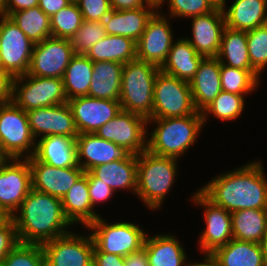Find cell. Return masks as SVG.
Listing matches in <instances>:
<instances>
[{"mask_svg":"<svg viewBox=\"0 0 267 266\" xmlns=\"http://www.w3.org/2000/svg\"><path fill=\"white\" fill-rule=\"evenodd\" d=\"M261 165L248 163L215 177L199 190L230 213L242 209H267V179Z\"/></svg>","mask_w":267,"mask_h":266,"instance_id":"1","label":"cell"},{"mask_svg":"<svg viewBox=\"0 0 267 266\" xmlns=\"http://www.w3.org/2000/svg\"><path fill=\"white\" fill-rule=\"evenodd\" d=\"M11 216L15 223L20 243L43 244L67 232L66 227L72 225L66 218L61 199L32 189ZM68 225V226H67Z\"/></svg>","mask_w":267,"mask_h":266,"instance_id":"2","label":"cell"},{"mask_svg":"<svg viewBox=\"0 0 267 266\" xmlns=\"http://www.w3.org/2000/svg\"><path fill=\"white\" fill-rule=\"evenodd\" d=\"M157 127L147 139V150L158 156L177 158L195 143L204 125L202 112L184 117L147 119Z\"/></svg>","mask_w":267,"mask_h":266,"instance_id":"3","label":"cell"},{"mask_svg":"<svg viewBox=\"0 0 267 266\" xmlns=\"http://www.w3.org/2000/svg\"><path fill=\"white\" fill-rule=\"evenodd\" d=\"M177 158L155 155L148 150L137 155L136 194L149 209H158L173 186ZM172 185V186H171Z\"/></svg>","mask_w":267,"mask_h":266,"instance_id":"4","label":"cell"},{"mask_svg":"<svg viewBox=\"0 0 267 266\" xmlns=\"http://www.w3.org/2000/svg\"><path fill=\"white\" fill-rule=\"evenodd\" d=\"M159 67L134 59L123 64L119 102L121 109L150 119L153 112L154 83Z\"/></svg>","mask_w":267,"mask_h":266,"instance_id":"5","label":"cell"},{"mask_svg":"<svg viewBox=\"0 0 267 266\" xmlns=\"http://www.w3.org/2000/svg\"><path fill=\"white\" fill-rule=\"evenodd\" d=\"M196 112L189 82L159 71L155 77L150 119L184 117Z\"/></svg>","mask_w":267,"mask_h":266,"instance_id":"6","label":"cell"},{"mask_svg":"<svg viewBox=\"0 0 267 266\" xmlns=\"http://www.w3.org/2000/svg\"><path fill=\"white\" fill-rule=\"evenodd\" d=\"M12 101L27 112L31 109L67 103L68 100L62 78L40 77L26 73L13 78Z\"/></svg>","mask_w":267,"mask_h":266,"instance_id":"7","label":"cell"},{"mask_svg":"<svg viewBox=\"0 0 267 266\" xmlns=\"http://www.w3.org/2000/svg\"><path fill=\"white\" fill-rule=\"evenodd\" d=\"M87 228L95 246L101 251L125 257L143 248L146 233L134 223L107 224L100 216Z\"/></svg>","mask_w":267,"mask_h":266,"instance_id":"8","label":"cell"},{"mask_svg":"<svg viewBox=\"0 0 267 266\" xmlns=\"http://www.w3.org/2000/svg\"><path fill=\"white\" fill-rule=\"evenodd\" d=\"M31 132L27 112L19 108L13 101L0 105V143L9 157L20 159L30 151L26 158L32 157L36 149V141Z\"/></svg>","mask_w":267,"mask_h":266,"instance_id":"9","label":"cell"},{"mask_svg":"<svg viewBox=\"0 0 267 266\" xmlns=\"http://www.w3.org/2000/svg\"><path fill=\"white\" fill-rule=\"evenodd\" d=\"M1 68L13 78L28 71L34 43L8 17L0 15Z\"/></svg>","mask_w":267,"mask_h":266,"instance_id":"10","label":"cell"},{"mask_svg":"<svg viewBox=\"0 0 267 266\" xmlns=\"http://www.w3.org/2000/svg\"><path fill=\"white\" fill-rule=\"evenodd\" d=\"M147 119L141 115L121 111L101 126L95 134L102 139L124 147L131 154L138 155L147 150Z\"/></svg>","mask_w":267,"mask_h":266,"instance_id":"11","label":"cell"},{"mask_svg":"<svg viewBox=\"0 0 267 266\" xmlns=\"http://www.w3.org/2000/svg\"><path fill=\"white\" fill-rule=\"evenodd\" d=\"M74 55L69 39L48 37L34 44L27 74L62 78Z\"/></svg>","mask_w":267,"mask_h":266,"instance_id":"12","label":"cell"},{"mask_svg":"<svg viewBox=\"0 0 267 266\" xmlns=\"http://www.w3.org/2000/svg\"><path fill=\"white\" fill-rule=\"evenodd\" d=\"M94 246L91 234L70 232L42 244L46 266H93Z\"/></svg>","mask_w":267,"mask_h":266,"instance_id":"13","label":"cell"},{"mask_svg":"<svg viewBox=\"0 0 267 266\" xmlns=\"http://www.w3.org/2000/svg\"><path fill=\"white\" fill-rule=\"evenodd\" d=\"M20 160L12 158L0 167V206L10 217L32 188L29 162L25 157Z\"/></svg>","mask_w":267,"mask_h":266,"instance_id":"14","label":"cell"},{"mask_svg":"<svg viewBox=\"0 0 267 266\" xmlns=\"http://www.w3.org/2000/svg\"><path fill=\"white\" fill-rule=\"evenodd\" d=\"M193 201L205 208L206 229L200 236V249L204 255L212 254L217 248L233 239L231 213L215 205L200 190L192 196Z\"/></svg>","mask_w":267,"mask_h":266,"instance_id":"15","label":"cell"},{"mask_svg":"<svg viewBox=\"0 0 267 266\" xmlns=\"http://www.w3.org/2000/svg\"><path fill=\"white\" fill-rule=\"evenodd\" d=\"M79 134L95 133L121 111L119 101L82 96L67 101Z\"/></svg>","mask_w":267,"mask_h":266,"instance_id":"16","label":"cell"},{"mask_svg":"<svg viewBox=\"0 0 267 266\" xmlns=\"http://www.w3.org/2000/svg\"><path fill=\"white\" fill-rule=\"evenodd\" d=\"M169 21L158 11L148 20L141 38L136 42L137 59L161 67L173 44Z\"/></svg>","mask_w":267,"mask_h":266,"instance_id":"17","label":"cell"},{"mask_svg":"<svg viewBox=\"0 0 267 266\" xmlns=\"http://www.w3.org/2000/svg\"><path fill=\"white\" fill-rule=\"evenodd\" d=\"M31 168L32 189L62 199L84 174L79 166L57 168L39 162L34 156L26 158Z\"/></svg>","mask_w":267,"mask_h":266,"instance_id":"18","label":"cell"},{"mask_svg":"<svg viewBox=\"0 0 267 266\" xmlns=\"http://www.w3.org/2000/svg\"><path fill=\"white\" fill-rule=\"evenodd\" d=\"M28 122L34 138L49 135L77 137L71 109L67 103L27 111ZM38 135V136H37Z\"/></svg>","mask_w":267,"mask_h":266,"instance_id":"19","label":"cell"},{"mask_svg":"<svg viewBox=\"0 0 267 266\" xmlns=\"http://www.w3.org/2000/svg\"><path fill=\"white\" fill-rule=\"evenodd\" d=\"M76 143L77 163L84 172L91 171L102 164L125 159L131 154L124 147L102 139L95 133L78 134ZM83 158L85 161L82 160Z\"/></svg>","mask_w":267,"mask_h":266,"instance_id":"20","label":"cell"},{"mask_svg":"<svg viewBox=\"0 0 267 266\" xmlns=\"http://www.w3.org/2000/svg\"><path fill=\"white\" fill-rule=\"evenodd\" d=\"M193 39L186 38L196 52L205 57H216L219 52L222 34L226 28L222 8L213 12L191 17Z\"/></svg>","mask_w":267,"mask_h":266,"instance_id":"21","label":"cell"},{"mask_svg":"<svg viewBox=\"0 0 267 266\" xmlns=\"http://www.w3.org/2000/svg\"><path fill=\"white\" fill-rule=\"evenodd\" d=\"M221 63L217 57H205L189 82L195 109L202 112L222 91Z\"/></svg>","mask_w":267,"mask_h":266,"instance_id":"22","label":"cell"},{"mask_svg":"<svg viewBox=\"0 0 267 266\" xmlns=\"http://www.w3.org/2000/svg\"><path fill=\"white\" fill-rule=\"evenodd\" d=\"M155 10L157 9L151 5L130 10L112 9L102 21L106 34L128 37L137 42Z\"/></svg>","mask_w":267,"mask_h":266,"instance_id":"23","label":"cell"},{"mask_svg":"<svg viewBox=\"0 0 267 266\" xmlns=\"http://www.w3.org/2000/svg\"><path fill=\"white\" fill-rule=\"evenodd\" d=\"M36 143L33 156L39 162H44L57 168L78 165L76 137L62 135L42 136Z\"/></svg>","mask_w":267,"mask_h":266,"instance_id":"24","label":"cell"},{"mask_svg":"<svg viewBox=\"0 0 267 266\" xmlns=\"http://www.w3.org/2000/svg\"><path fill=\"white\" fill-rule=\"evenodd\" d=\"M217 266H266L264 244L232 239L209 255Z\"/></svg>","mask_w":267,"mask_h":266,"instance_id":"25","label":"cell"},{"mask_svg":"<svg viewBox=\"0 0 267 266\" xmlns=\"http://www.w3.org/2000/svg\"><path fill=\"white\" fill-rule=\"evenodd\" d=\"M267 0H235L226 11L222 8L226 27L250 31L267 24Z\"/></svg>","mask_w":267,"mask_h":266,"instance_id":"26","label":"cell"},{"mask_svg":"<svg viewBox=\"0 0 267 266\" xmlns=\"http://www.w3.org/2000/svg\"><path fill=\"white\" fill-rule=\"evenodd\" d=\"M204 57L199 55L186 38L173 43L163 65V73L190 82Z\"/></svg>","mask_w":267,"mask_h":266,"instance_id":"27","label":"cell"},{"mask_svg":"<svg viewBox=\"0 0 267 266\" xmlns=\"http://www.w3.org/2000/svg\"><path fill=\"white\" fill-rule=\"evenodd\" d=\"M66 218L71 224L83 223L87 228L100 215L95 213L89 196L87 177L83 174L61 199Z\"/></svg>","mask_w":267,"mask_h":266,"instance_id":"28","label":"cell"},{"mask_svg":"<svg viewBox=\"0 0 267 266\" xmlns=\"http://www.w3.org/2000/svg\"><path fill=\"white\" fill-rule=\"evenodd\" d=\"M123 64L113 61L93 62L88 96L119 101Z\"/></svg>","mask_w":267,"mask_h":266,"instance_id":"29","label":"cell"},{"mask_svg":"<svg viewBox=\"0 0 267 266\" xmlns=\"http://www.w3.org/2000/svg\"><path fill=\"white\" fill-rule=\"evenodd\" d=\"M91 172L113 191L117 188H128L136 194L137 155L135 154H130L122 160L94 167Z\"/></svg>","mask_w":267,"mask_h":266,"instance_id":"30","label":"cell"},{"mask_svg":"<svg viewBox=\"0 0 267 266\" xmlns=\"http://www.w3.org/2000/svg\"><path fill=\"white\" fill-rule=\"evenodd\" d=\"M149 266H187L186 252L176 237L172 235H157L144 240ZM185 263V264H184Z\"/></svg>","mask_w":267,"mask_h":266,"instance_id":"31","label":"cell"},{"mask_svg":"<svg viewBox=\"0 0 267 266\" xmlns=\"http://www.w3.org/2000/svg\"><path fill=\"white\" fill-rule=\"evenodd\" d=\"M233 239L264 244L267 209H242L231 213Z\"/></svg>","mask_w":267,"mask_h":266,"instance_id":"32","label":"cell"},{"mask_svg":"<svg viewBox=\"0 0 267 266\" xmlns=\"http://www.w3.org/2000/svg\"><path fill=\"white\" fill-rule=\"evenodd\" d=\"M92 62L113 61L125 64L137 58L136 42L124 36L106 35L85 54Z\"/></svg>","mask_w":267,"mask_h":266,"instance_id":"33","label":"cell"},{"mask_svg":"<svg viewBox=\"0 0 267 266\" xmlns=\"http://www.w3.org/2000/svg\"><path fill=\"white\" fill-rule=\"evenodd\" d=\"M216 57L223 65L242 70H254L251 67L246 31L232 30L226 27ZM225 59H227L226 62Z\"/></svg>","mask_w":267,"mask_h":266,"instance_id":"34","label":"cell"},{"mask_svg":"<svg viewBox=\"0 0 267 266\" xmlns=\"http://www.w3.org/2000/svg\"><path fill=\"white\" fill-rule=\"evenodd\" d=\"M93 75V62L85 54H75L62 77L67 100L87 96Z\"/></svg>","mask_w":267,"mask_h":266,"instance_id":"35","label":"cell"},{"mask_svg":"<svg viewBox=\"0 0 267 266\" xmlns=\"http://www.w3.org/2000/svg\"><path fill=\"white\" fill-rule=\"evenodd\" d=\"M9 18L34 44L52 36L50 17L39 6L13 12Z\"/></svg>","mask_w":267,"mask_h":266,"instance_id":"36","label":"cell"},{"mask_svg":"<svg viewBox=\"0 0 267 266\" xmlns=\"http://www.w3.org/2000/svg\"><path fill=\"white\" fill-rule=\"evenodd\" d=\"M259 76L255 70H242L221 64L222 91L244 96L256 89Z\"/></svg>","mask_w":267,"mask_h":266,"instance_id":"37","label":"cell"},{"mask_svg":"<svg viewBox=\"0 0 267 266\" xmlns=\"http://www.w3.org/2000/svg\"><path fill=\"white\" fill-rule=\"evenodd\" d=\"M82 22L80 9L76 2H71L50 17L52 37L70 39L81 27Z\"/></svg>","mask_w":267,"mask_h":266,"instance_id":"38","label":"cell"},{"mask_svg":"<svg viewBox=\"0 0 267 266\" xmlns=\"http://www.w3.org/2000/svg\"><path fill=\"white\" fill-rule=\"evenodd\" d=\"M243 95L221 91L212 103L202 111L203 123L207 120V115L214 116L221 120H233L238 118L243 112ZM208 112V113H207Z\"/></svg>","mask_w":267,"mask_h":266,"instance_id":"39","label":"cell"},{"mask_svg":"<svg viewBox=\"0 0 267 266\" xmlns=\"http://www.w3.org/2000/svg\"><path fill=\"white\" fill-rule=\"evenodd\" d=\"M1 266H46L43 247L41 244L18 243Z\"/></svg>","mask_w":267,"mask_h":266,"instance_id":"40","label":"cell"},{"mask_svg":"<svg viewBox=\"0 0 267 266\" xmlns=\"http://www.w3.org/2000/svg\"><path fill=\"white\" fill-rule=\"evenodd\" d=\"M106 35L102 21L83 20L81 27L69 40L75 54H86L94 44Z\"/></svg>","mask_w":267,"mask_h":266,"instance_id":"41","label":"cell"},{"mask_svg":"<svg viewBox=\"0 0 267 266\" xmlns=\"http://www.w3.org/2000/svg\"><path fill=\"white\" fill-rule=\"evenodd\" d=\"M246 34L251 67L260 75L267 66V24Z\"/></svg>","mask_w":267,"mask_h":266,"instance_id":"42","label":"cell"},{"mask_svg":"<svg viewBox=\"0 0 267 266\" xmlns=\"http://www.w3.org/2000/svg\"><path fill=\"white\" fill-rule=\"evenodd\" d=\"M170 17H194L213 12L216 7L210 0H168Z\"/></svg>","mask_w":267,"mask_h":266,"instance_id":"43","label":"cell"},{"mask_svg":"<svg viewBox=\"0 0 267 266\" xmlns=\"http://www.w3.org/2000/svg\"><path fill=\"white\" fill-rule=\"evenodd\" d=\"M76 4L86 21H103L112 11L110 0H77Z\"/></svg>","mask_w":267,"mask_h":266,"instance_id":"44","label":"cell"},{"mask_svg":"<svg viewBox=\"0 0 267 266\" xmlns=\"http://www.w3.org/2000/svg\"><path fill=\"white\" fill-rule=\"evenodd\" d=\"M18 243L20 242L15 223L12 218H9L0 225V266L4 258Z\"/></svg>","mask_w":267,"mask_h":266,"instance_id":"45","label":"cell"},{"mask_svg":"<svg viewBox=\"0 0 267 266\" xmlns=\"http://www.w3.org/2000/svg\"><path fill=\"white\" fill-rule=\"evenodd\" d=\"M84 175L87 177L89 196L93 208L96 203L105 202L112 196L114 191L91 171L84 172Z\"/></svg>","mask_w":267,"mask_h":266,"instance_id":"46","label":"cell"},{"mask_svg":"<svg viewBox=\"0 0 267 266\" xmlns=\"http://www.w3.org/2000/svg\"><path fill=\"white\" fill-rule=\"evenodd\" d=\"M93 266H125L124 257L101 252L94 246Z\"/></svg>","mask_w":267,"mask_h":266,"instance_id":"47","label":"cell"},{"mask_svg":"<svg viewBox=\"0 0 267 266\" xmlns=\"http://www.w3.org/2000/svg\"><path fill=\"white\" fill-rule=\"evenodd\" d=\"M13 77L0 68V105L12 101Z\"/></svg>","mask_w":267,"mask_h":266,"instance_id":"48","label":"cell"},{"mask_svg":"<svg viewBox=\"0 0 267 266\" xmlns=\"http://www.w3.org/2000/svg\"><path fill=\"white\" fill-rule=\"evenodd\" d=\"M39 0H6L0 15L10 16L13 12H18L38 6Z\"/></svg>","mask_w":267,"mask_h":266,"instance_id":"49","label":"cell"},{"mask_svg":"<svg viewBox=\"0 0 267 266\" xmlns=\"http://www.w3.org/2000/svg\"><path fill=\"white\" fill-rule=\"evenodd\" d=\"M70 3V0H39L38 6L46 15L51 17Z\"/></svg>","mask_w":267,"mask_h":266,"instance_id":"50","label":"cell"},{"mask_svg":"<svg viewBox=\"0 0 267 266\" xmlns=\"http://www.w3.org/2000/svg\"><path fill=\"white\" fill-rule=\"evenodd\" d=\"M125 266H149L145 248L124 257Z\"/></svg>","mask_w":267,"mask_h":266,"instance_id":"51","label":"cell"},{"mask_svg":"<svg viewBox=\"0 0 267 266\" xmlns=\"http://www.w3.org/2000/svg\"><path fill=\"white\" fill-rule=\"evenodd\" d=\"M148 5L145 0H110V5L113 10H130L138 9Z\"/></svg>","mask_w":267,"mask_h":266,"instance_id":"52","label":"cell"},{"mask_svg":"<svg viewBox=\"0 0 267 266\" xmlns=\"http://www.w3.org/2000/svg\"><path fill=\"white\" fill-rule=\"evenodd\" d=\"M187 266H217V264L209 255H206L205 262L193 263V264L188 263Z\"/></svg>","mask_w":267,"mask_h":266,"instance_id":"53","label":"cell"},{"mask_svg":"<svg viewBox=\"0 0 267 266\" xmlns=\"http://www.w3.org/2000/svg\"><path fill=\"white\" fill-rule=\"evenodd\" d=\"M11 158L9 155L3 150V147L0 143V167L6 164L8 161H10Z\"/></svg>","mask_w":267,"mask_h":266,"instance_id":"54","label":"cell"},{"mask_svg":"<svg viewBox=\"0 0 267 266\" xmlns=\"http://www.w3.org/2000/svg\"><path fill=\"white\" fill-rule=\"evenodd\" d=\"M145 2L148 5L154 6L155 8H157V10L160 8V6L162 4H164L165 0H145ZM159 7V8H158Z\"/></svg>","mask_w":267,"mask_h":266,"instance_id":"55","label":"cell"},{"mask_svg":"<svg viewBox=\"0 0 267 266\" xmlns=\"http://www.w3.org/2000/svg\"><path fill=\"white\" fill-rule=\"evenodd\" d=\"M216 8H225L226 0H210Z\"/></svg>","mask_w":267,"mask_h":266,"instance_id":"56","label":"cell"},{"mask_svg":"<svg viewBox=\"0 0 267 266\" xmlns=\"http://www.w3.org/2000/svg\"><path fill=\"white\" fill-rule=\"evenodd\" d=\"M9 218H11V217H10V216H0V225H1L4 221L8 220Z\"/></svg>","mask_w":267,"mask_h":266,"instance_id":"57","label":"cell"},{"mask_svg":"<svg viewBox=\"0 0 267 266\" xmlns=\"http://www.w3.org/2000/svg\"><path fill=\"white\" fill-rule=\"evenodd\" d=\"M6 0H0V12L3 10Z\"/></svg>","mask_w":267,"mask_h":266,"instance_id":"58","label":"cell"},{"mask_svg":"<svg viewBox=\"0 0 267 266\" xmlns=\"http://www.w3.org/2000/svg\"><path fill=\"white\" fill-rule=\"evenodd\" d=\"M0 216H9L0 206Z\"/></svg>","mask_w":267,"mask_h":266,"instance_id":"59","label":"cell"},{"mask_svg":"<svg viewBox=\"0 0 267 266\" xmlns=\"http://www.w3.org/2000/svg\"><path fill=\"white\" fill-rule=\"evenodd\" d=\"M264 247H265V249H267V235H266V239H265V242H264Z\"/></svg>","mask_w":267,"mask_h":266,"instance_id":"60","label":"cell"},{"mask_svg":"<svg viewBox=\"0 0 267 266\" xmlns=\"http://www.w3.org/2000/svg\"><path fill=\"white\" fill-rule=\"evenodd\" d=\"M265 258H266V266H267V249H265Z\"/></svg>","mask_w":267,"mask_h":266,"instance_id":"61","label":"cell"},{"mask_svg":"<svg viewBox=\"0 0 267 266\" xmlns=\"http://www.w3.org/2000/svg\"><path fill=\"white\" fill-rule=\"evenodd\" d=\"M0 68H1V52H0Z\"/></svg>","mask_w":267,"mask_h":266,"instance_id":"62","label":"cell"}]
</instances>
